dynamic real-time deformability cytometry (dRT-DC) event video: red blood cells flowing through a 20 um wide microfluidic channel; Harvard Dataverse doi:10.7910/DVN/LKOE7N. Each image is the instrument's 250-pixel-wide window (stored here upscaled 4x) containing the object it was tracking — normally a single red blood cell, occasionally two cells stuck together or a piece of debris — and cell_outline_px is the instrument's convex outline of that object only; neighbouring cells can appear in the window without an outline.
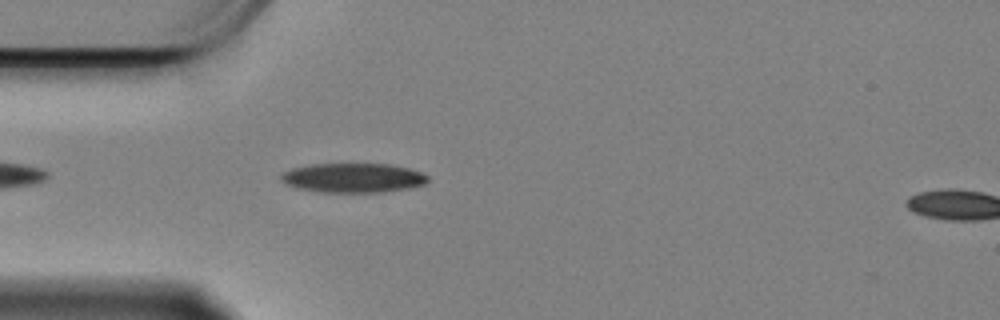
{"species": "Egyptian fruit bat (a non-hibernating species)", "species_latin": "Rousettus aegyptiacus", "temperature_condition": "cold", "stored_images_in_passage": 26, "camera_frame_rate_fps": 3000, "um_per_image_px": 0.085, "animal": {"sex": "female"}, "frame": {"image": 1, "passage_image": 4, "time_ms": 1.0, "image_size_px": [1000, 320], "cell_outline_px": [[428, 180], [424, 184], [408, 188], [380, 192], [324, 192], [300, 188], [288, 184], [280, 180], [280, 176], [284, 172], [292, 168], [312, 164], [388, 164], [408, 168], [420, 172], [428, 176]], "centroid_in_image_um": [30.02, 15.11], "position_along_channel_um": 55.0, "area_um2": 24.8}}
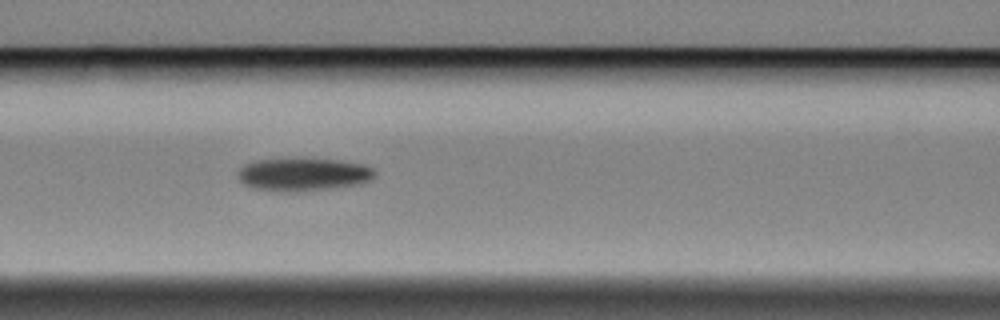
{"frame": {"image": 2, "passage_image": 12, "time_ms": 3.667, "image_size_px": [1000, 320], "cell_outline_px": [[376, 172], [368, 180], [360, 184], [300, 192], [280, 192], [252, 188], [244, 184], [240, 180], [240, 168], [244, 164], [256, 160], [340, 160], [364, 164], [372, 168]], "centroid_in_image_um": [25.77, 14.85], "position_along_channel_um": 140.8, "area_um2": 25.84}}
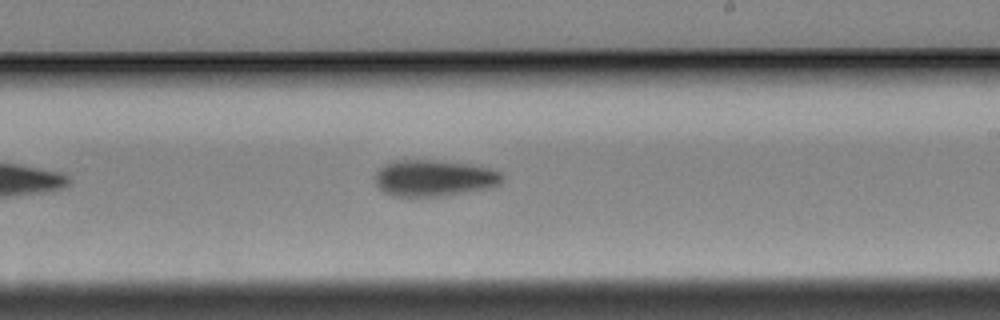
{"frame": {"image": 3, "passage_image": 22, "time_ms": 7.0, "image_size_px": [1000, 320], "cell_outline_px": [[504, 176], [500, 184], [492, 188], [444, 196], [416, 200], [392, 196], [384, 192], [376, 184], [376, 172], [380, 168], [392, 160], [432, 160], [468, 164], [488, 168], [500, 172]], "centroid_in_image_um": [36.88, 15.19], "position_along_channel_um": 252.1, "area_um2": 27.74}}